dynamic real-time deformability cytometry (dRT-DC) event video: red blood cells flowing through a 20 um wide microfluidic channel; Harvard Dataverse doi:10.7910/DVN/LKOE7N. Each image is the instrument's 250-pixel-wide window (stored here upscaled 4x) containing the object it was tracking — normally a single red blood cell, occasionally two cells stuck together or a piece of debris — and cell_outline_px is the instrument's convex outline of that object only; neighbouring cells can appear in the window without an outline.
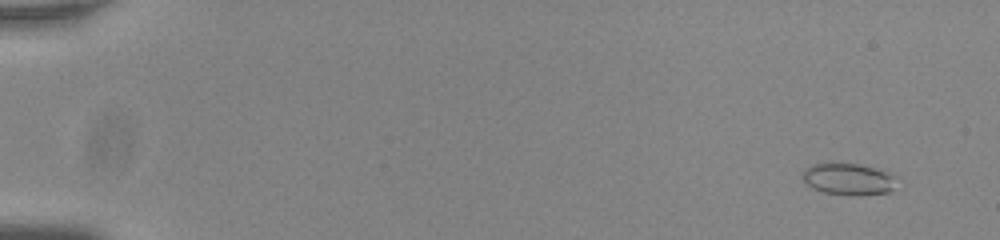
{"species": "common noctule bat (a hibernating species)", "species_latin": "Nyctalus noctula", "temperature_condition": "room temperature", "stored_images_in_passage": 57, "camera_frame_rate_fps": 3000, "um_per_image_px": 0.085, "animal": {"sex": "male", "body_mass_g": 20.0, "forearm_length_mm": 53.3}, "frame": {"image": 1, "passage_image": 5, "time_ms": 1.333, "image_size_px": [1000, 240], "cell_outline_px": [[896, 176], [892, 188], [888, 192], [856, 196], [848, 196], [824, 192], [812, 188], [804, 180], [804, 172], [812, 164], [832, 160], [860, 164]], "centroid_in_image_um": [72.06, 15.2], "position_along_channel_um": 12.9, "area_um2": 17.57}}
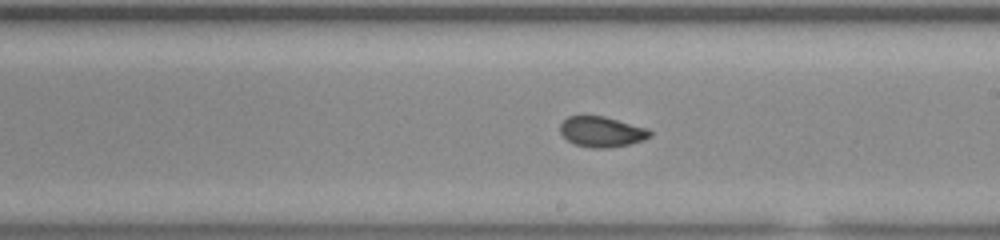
{"frame": {"image": 2, "passage_image": 35, "time_ms": 11.333, "image_size_px": [1000, 240], "cell_outline_px": [[652, 136], [644, 140], [628, 144], [608, 148], [592, 148], [576, 144], [568, 140], [560, 132], [560, 124], [568, 116], [604, 116], [648, 128], [652, 132]], "centroid_in_image_um": [51.17, 11.2], "position_along_channel_um": 237.8, "area_um2": 15.9}}
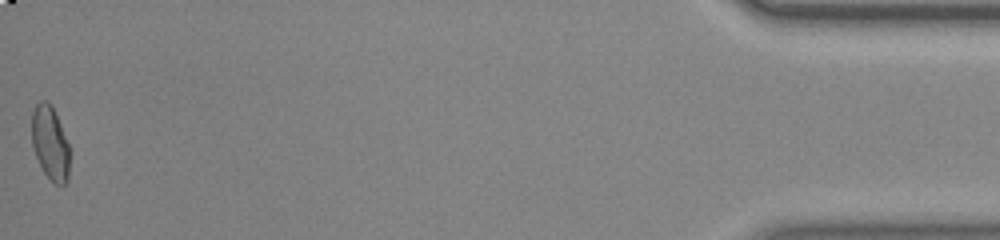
{"frame": {"image": 3, "passage_image": 57, "time_ms": 18.667, "image_size_px": [1000, 240], "cell_outline_px": [[68, 180], [64, 184], [56, 184], [44, 172], [36, 156], [32, 144], [32, 112], [36, 104], [40, 100], [48, 100], [52, 104], [68, 144]], "centroid_in_image_um": [4.24, 12.1], "position_along_channel_um": 431.0, "area_um2": 16.01}, "authors_computed_cell_mechanics": {"area_um2": 16.7042, "velocity_mm_per_s": 3.8066, "shape_relaxation_time_tau1_ms": 8.0251, "shape_relaxation_time_tau2_ms": 1.5428, "deformation_change_tau1": 0.1581, "deformation_change_tau2": 0.0485}}